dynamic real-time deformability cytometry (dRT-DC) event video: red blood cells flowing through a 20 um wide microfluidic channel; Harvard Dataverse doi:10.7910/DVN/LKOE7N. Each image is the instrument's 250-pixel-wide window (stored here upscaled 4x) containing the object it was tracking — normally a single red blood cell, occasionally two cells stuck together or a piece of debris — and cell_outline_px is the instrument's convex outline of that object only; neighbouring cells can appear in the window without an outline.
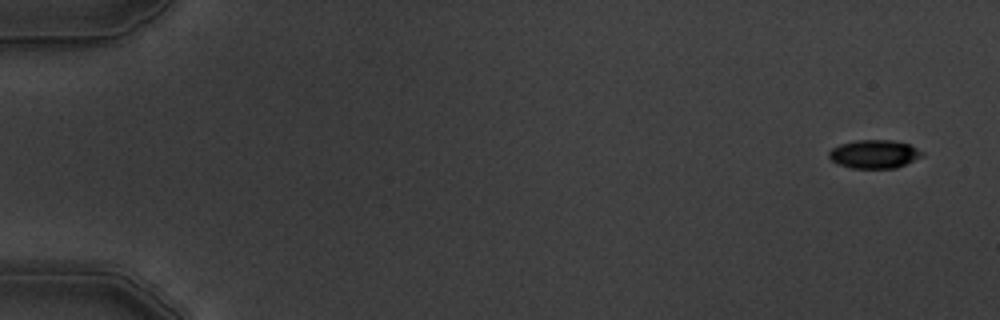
{"species": "common noctule bat (a hibernating species)", "species_latin": "Nyctalus noctula", "temperature_condition": "warm", "stored_images_in_passage": 4, "camera_frame_rate_fps": 3000, "um_per_image_px": 0.085, "animal": {"sex": "male", "body_mass_g": 19.5, "forearm_length_mm": 54.6}, "frame": {"image": 1, "passage_image": 1, "time_ms": 0.0, "image_size_px": [1000, 320], "cell_outline_px": [[924, 156], [896, 168], [852, 168], [836, 164], [828, 156], [828, 152], [832, 148], [840, 144], [856, 140], [892, 140], [908, 144], [924, 152]], "centroid_in_image_um": [74.31, 13.1], "position_along_channel_um": 10.7, "area_um2": 15.49}}